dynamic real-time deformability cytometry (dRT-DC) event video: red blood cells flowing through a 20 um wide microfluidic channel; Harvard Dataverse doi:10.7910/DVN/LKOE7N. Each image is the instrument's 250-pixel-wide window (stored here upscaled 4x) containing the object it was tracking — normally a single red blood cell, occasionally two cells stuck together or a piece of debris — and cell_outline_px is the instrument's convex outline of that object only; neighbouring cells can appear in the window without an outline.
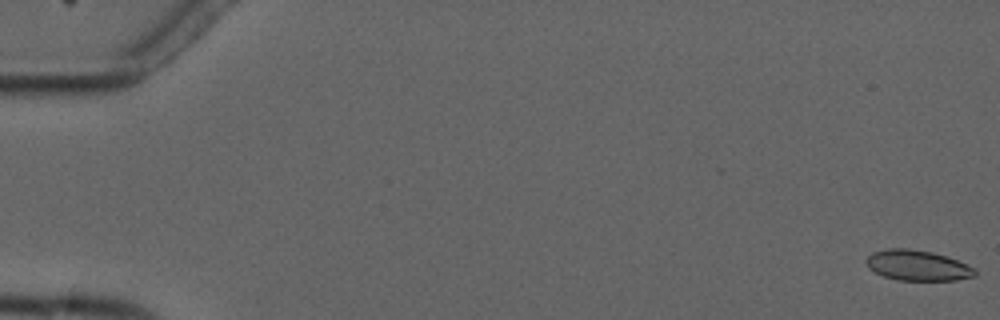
{"species": "common noctule bat (a hibernating species)", "species_latin": "Nyctalus noctula", "temperature_condition": "cold", "stored_images_in_passage": 9, "camera_frame_rate_fps": 3000, "um_per_image_px": 0.085, "animal": {"sex": "male", "forearm_length_mm": 52.5}, "frame": {"image": 1, "passage_image": 1, "time_ms": 0.0, "image_size_px": [1000, 320], "cell_outline_px": [[976, 276], [956, 280], [900, 280], [884, 276], [868, 268], [864, 260], [872, 252], [888, 248], [908, 248], [932, 252], [956, 260], [976, 268]], "centroid_in_image_um": [77.97, 22.56], "position_along_channel_um": 7.0, "area_um2": 19.25}}
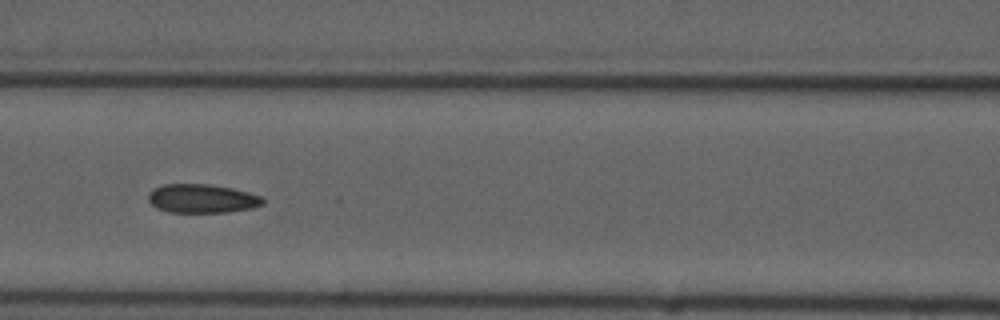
{"frame": {"image": 2, "passage_image": 8, "time_ms": 8.0, "image_size_px": [1000, 320], "cell_outline_px": [[264, 204], [252, 208], [228, 212], [168, 212], [156, 208], [148, 200], [148, 192], [164, 184], [208, 184], [232, 188], [248, 192], [260, 196], [264, 200]], "centroid_in_image_um": [17.16, 16.88], "position_along_channel_um": 149.4, "area_um2": 19.19}}
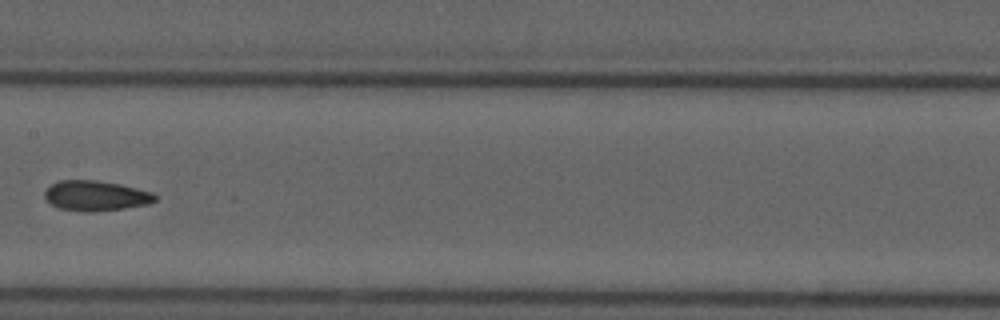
{"frame": {"image": 3, "passage_image": 9, "time_ms": 9.333, "image_size_px": [1000, 320], "cell_outline_px": [[156, 200], [148, 204], [124, 208], [92, 212], [80, 212], [60, 208], [52, 204], [44, 196], [44, 192], [52, 184], [60, 180], [96, 180], [120, 184], [152, 192], [156, 196]], "centroid_in_image_um": [8.14, 16.64], "position_along_channel_um": 199.3, "area_um2": 19.31}}